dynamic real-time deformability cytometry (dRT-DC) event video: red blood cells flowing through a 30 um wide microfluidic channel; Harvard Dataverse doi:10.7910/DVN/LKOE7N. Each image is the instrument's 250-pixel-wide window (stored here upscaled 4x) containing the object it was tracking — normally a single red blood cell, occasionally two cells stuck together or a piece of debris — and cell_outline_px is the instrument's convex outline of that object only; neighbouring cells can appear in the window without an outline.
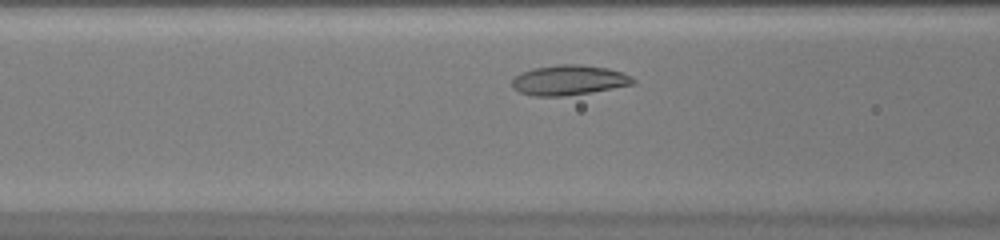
{"species": "common noctule bat (a hibernating species)", "species_latin": "Nyctalus noctula", "temperature_condition": "warm", "stored_images_in_passage": 26, "camera_frame_rate_fps": 3000, "um_per_image_px": 0.085, "animal": {"sex": "female", "body_mass_g": 20.0, "forearm_length_mm": 54.0}, "frame": {"image": 1, "passage_image": 7, "time_ms": 2.0, "image_size_px": [1000, 240], "cell_outline_px": [[636, 80], [632, 84], [592, 92], [564, 96], [536, 96], [520, 92], [512, 88], [512, 80], [516, 76], [532, 68], [560, 64], [580, 64], [608, 68], [632, 76]], "centroid_in_image_um": [48.35, 6.81], "position_along_channel_um": 118.2, "area_um2": 21.04}}
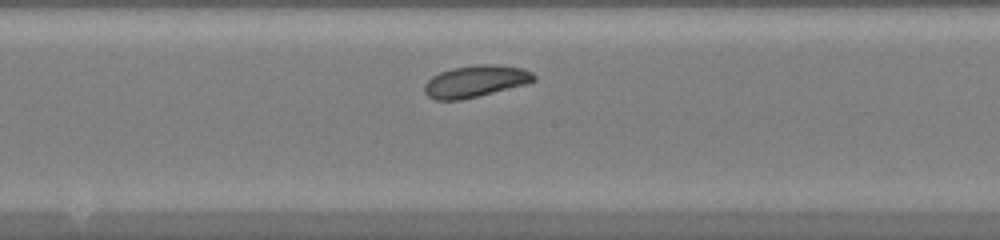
{"frame": {"image": 2, "passage_image": 13, "time_ms": 4.0, "image_size_px": [1000, 240], "cell_outline_px": [[536, 80], [524, 84], [460, 100], [436, 100], [428, 96], [424, 92], [424, 84], [432, 76], [440, 72], [452, 68], [476, 64], [496, 64], [524, 68], [532, 72], [536, 76]], "centroid_in_image_um": [40.4, 6.89], "position_along_channel_um": 207.8, "area_um2": 20.17}}
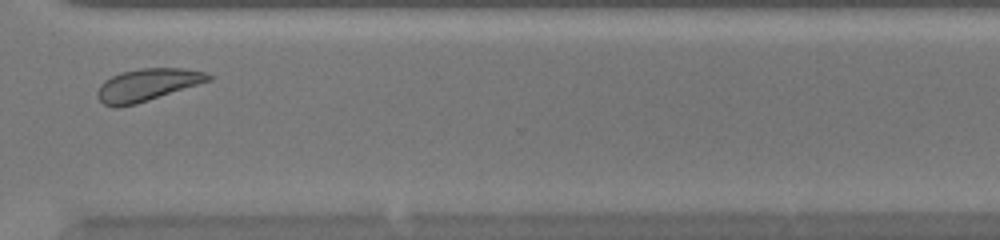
{"frame": {"image": 3, "passage_image": 23, "time_ms": 7.333, "image_size_px": [1000, 240], "cell_outline_px": [[212, 80], [136, 104], [116, 108], [104, 104], [96, 96], [96, 92], [100, 84], [104, 80], [120, 72], [140, 68], [184, 68], [204, 72], [212, 76]], "centroid_in_image_um": [12.49, 7.21], "position_along_channel_um": 358.1, "area_um2": 20.98}}